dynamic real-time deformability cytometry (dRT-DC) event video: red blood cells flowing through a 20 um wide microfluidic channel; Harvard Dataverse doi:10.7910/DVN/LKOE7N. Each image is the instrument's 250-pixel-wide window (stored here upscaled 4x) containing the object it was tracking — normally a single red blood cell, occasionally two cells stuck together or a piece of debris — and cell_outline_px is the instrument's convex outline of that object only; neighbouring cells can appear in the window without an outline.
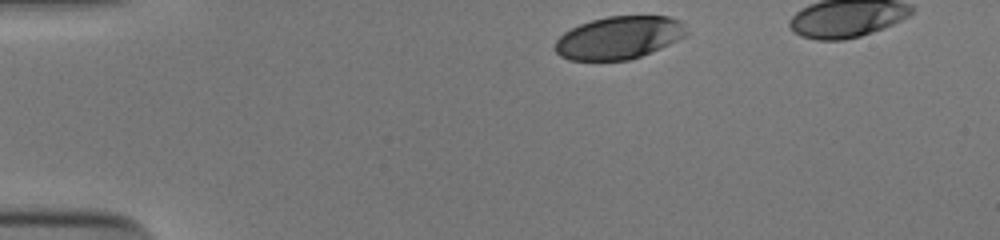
{"species": "human", "species_latin": "Homo sapiens", "temperature_condition": "cold", "stored_images_in_passage": 34, "camera_frame_rate_fps": 3000, "um_per_image_px": 0.085, "donor": {"sex": "male"}, "frame": {"image": 1, "passage_image": 1, "time_ms": 0.0, "image_size_px": [1000, 240], "cell_outline_px": [[688, 32], [684, 36], [660, 48], [640, 56], [628, 60], [568, 60], [560, 56], [552, 48], [556, 40], [564, 32], [580, 24], [592, 20], [608, 16], [668, 16], [680, 20]], "centroid_in_image_um": [52.56, 3.2], "position_along_channel_um": 32.4, "area_um2": 32.6}}
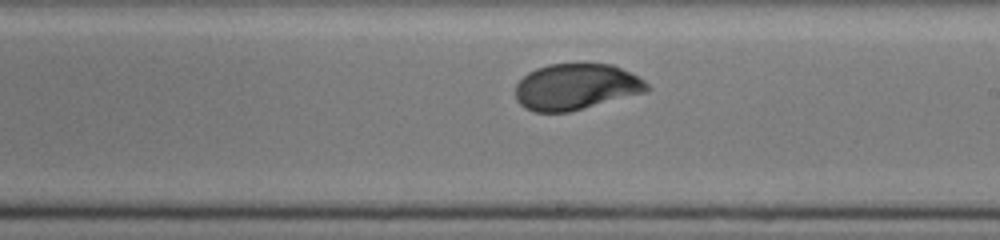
{"frame": {"image": 2, "passage_image": 22, "time_ms": 7.0, "image_size_px": [1000, 240], "cell_outline_px": [[652, 88], [648, 92], [568, 112], [532, 112], [524, 108], [516, 100], [516, 84], [528, 72], [536, 68], [548, 64], [612, 64], [644, 80]], "centroid_in_image_um": [48.96, 7.39], "position_along_channel_um": 240.0, "area_um2": 35.43}}
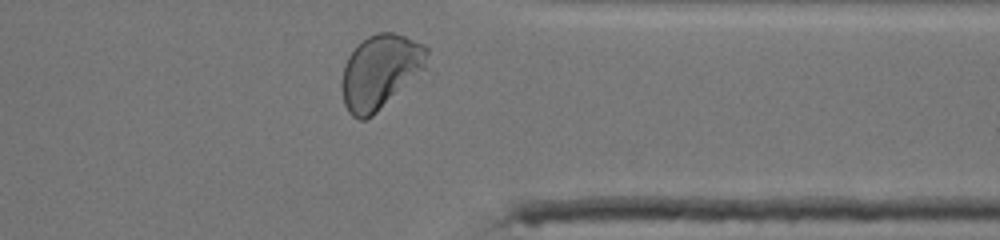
{"frame": {"image": 3, "passage_image": 33, "time_ms": 10.667, "image_size_px": [1000, 240], "cell_outline_px": [[428, 52], [424, 68], [372, 116], [364, 120], [360, 120], [352, 116], [348, 112], [344, 104], [344, 64], [348, 56], [368, 36], [376, 32], [392, 32], [404, 36], [424, 44], [428, 48]], "centroid_in_image_um": [32.32, 6.07], "position_along_channel_um": 379.1, "area_um2": 35.72}, "authors_computed_cell_mechanics": {"area_um2": 35.7204, "velocity_mm_per_s": 3.8767, "shape_relaxation_time_tau1_ms": 2.8314, "shape_relaxation_time_tau2_ms": null, "deformation_change_tau1": 0.1473, "deformation_change_tau2": null}}